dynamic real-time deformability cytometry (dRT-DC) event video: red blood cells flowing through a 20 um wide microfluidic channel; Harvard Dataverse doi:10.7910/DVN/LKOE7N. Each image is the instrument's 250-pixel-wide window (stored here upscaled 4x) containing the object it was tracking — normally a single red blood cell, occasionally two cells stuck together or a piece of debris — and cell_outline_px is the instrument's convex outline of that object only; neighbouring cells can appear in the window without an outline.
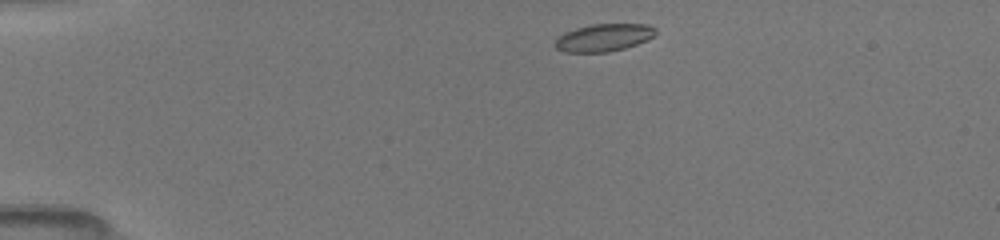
{"species": "common noctule bat (a hibernating species)", "species_latin": "Nyctalus noctula", "temperature_condition": "room temperature", "stored_images_in_passage": 41, "camera_frame_rate_fps": 3000, "um_per_image_px": 0.085, "animal": {"sex": "female", "body_mass_g": 19.5, "forearm_length_mm": 54.1}, "frame": {"image": 1, "passage_image": 1, "time_ms": 0.0, "image_size_px": [1000, 240], "cell_outline_px": [[656, 32], [648, 40], [624, 48], [608, 52], [564, 52], [556, 48], [552, 44], [564, 32], [576, 28], [592, 24], [648, 24], [656, 28]], "centroid_in_image_um": [51.3, 3.19], "position_along_channel_um": 33.7, "area_um2": 16.13}}
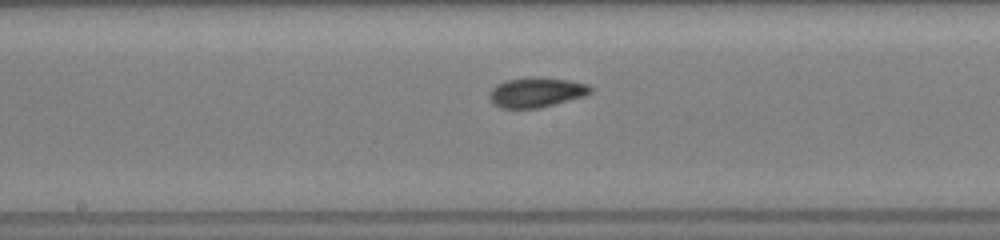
{"frame": {"image": 2, "passage_image": 18, "time_ms": 5.667, "image_size_px": [1000, 240], "cell_outline_px": [[592, 92], [584, 96], [540, 108], [500, 108], [492, 104], [488, 100], [488, 96], [492, 88], [496, 84], [504, 80], [536, 76], [568, 80], [588, 84], [592, 88]], "centroid_in_image_um": [45.54, 7.84], "position_along_channel_um": 202.7, "area_um2": 17.86}}
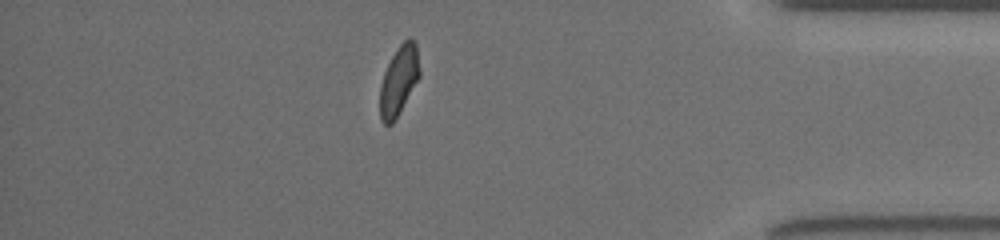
{"frame": {"image": 3, "passage_image": 35, "time_ms": 11.333, "image_size_px": [1000, 240], "cell_outline_px": [[420, 76], [392, 124], [384, 124], [380, 120], [380, 84], [384, 72], [392, 56], [400, 44], [408, 36], [416, 44], [420, 68]], "centroid_in_image_um": [33.9, 6.83], "position_along_channel_um": 401.3, "area_um2": 15.84}, "authors_computed_cell_mechanics": {"area_um2": 16.5308, "velocity_mm_per_s": 4.0517, "shape_relaxation_time_tau1_ms": 4.1518, "shape_relaxation_time_tau2_ms": 2.0098, "deformation_change_tau1": 0.13, "deformation_change_tau2": 0.0682}}